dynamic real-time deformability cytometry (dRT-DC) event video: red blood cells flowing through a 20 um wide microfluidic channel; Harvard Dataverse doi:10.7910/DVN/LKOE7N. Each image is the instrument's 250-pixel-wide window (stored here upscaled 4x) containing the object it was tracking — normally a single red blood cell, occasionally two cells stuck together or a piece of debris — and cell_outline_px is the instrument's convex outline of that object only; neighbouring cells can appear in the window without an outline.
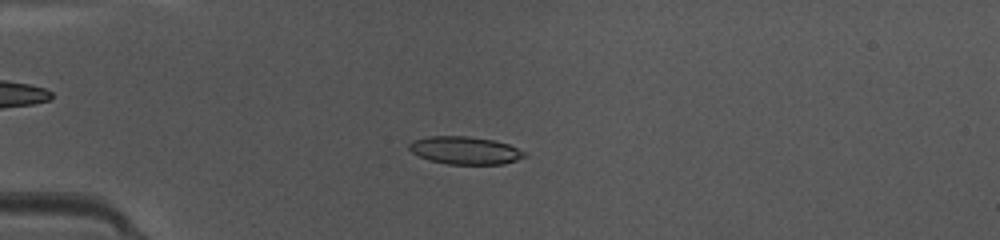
{"species": "common noctule bat (a hibernating species)", "species_latin": "Nyctalus noctula", "temperature_condition": "warm", "stored_images_in_passage": 46, "camera_frame_rate_fps": 3000, "um_per_image_px": 0.085, "animal": {"sex": "female", "body_mass_g": 10.0, "forearm_length_mm": 53.1}, "frame": {"image": 1, "passage_image": 11, "time_ms": 3.333, "image_size_px": [1000, 240], "cell_outline_px": [[528, 156], [504, 164], [448, 164], [428, 160], [412, 152], [408, 148], [408, 144], [412, 140], [428, 136], [468, 136], [492, 140], [508, 144], [528, 152]], "centroid_in_image_um": [39.54, 12.78], "position_along_channel_um": 45.5, "area_um2": 18.79}}
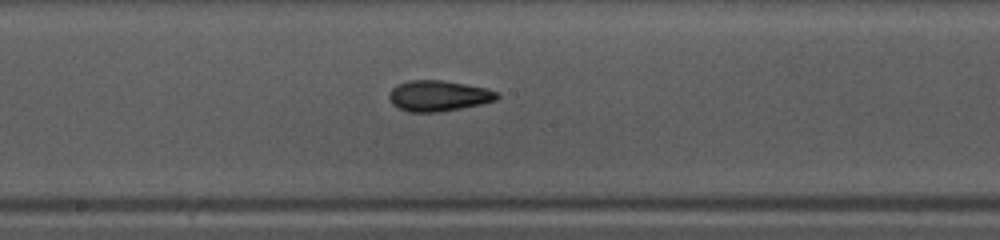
{"frame": {"image": 2, "passage_image": 24, "time_ms": 7.667, "image_size_px": [1000, 240], "cell_outline_px": [[500, 96], [496, 100], [480, 104], [440, 112], [408, 112], [396, 108], [392, 104], [388, 96], [392, 88], [396, 84], [408, 80], [440, 80], [464, 84], [484, 88], [500, 92]], "centroid_in_image_um": [37.23, 8.15], "position_along_channel_um": 211.0, "area_um2": 19.42}}
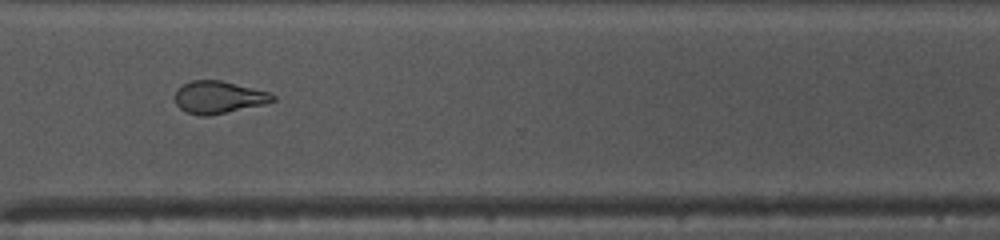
{"frame": {"image": 3, "passage_image": 34, "time_ms": 11.0, "image_size_px": [1000, 240], "cell_outline_px": [[276, 100], [264, 104], [208, 116], [200, 116], [188, 112], [180, 108], [176, 104], [176, 88], [192, 80], [220, 80], [268, 92], [276, 96]], "centroid_in_image_um": [18.57, 8.26], "position_along_channel_um": 352.0, "area_um2": 18.21}, "authors_computed_cell_mechanics": {"area_um2": 18.8139, "velocity_mm_per_s": 4.2504, "shape_relaxation_time_tau1_ms": 4.9872, "shape_relaxation_time_tau2_ms": 2.0058, "deformation_change_tau1": 0.17, "deformation_change_tau2": 0.1058}}